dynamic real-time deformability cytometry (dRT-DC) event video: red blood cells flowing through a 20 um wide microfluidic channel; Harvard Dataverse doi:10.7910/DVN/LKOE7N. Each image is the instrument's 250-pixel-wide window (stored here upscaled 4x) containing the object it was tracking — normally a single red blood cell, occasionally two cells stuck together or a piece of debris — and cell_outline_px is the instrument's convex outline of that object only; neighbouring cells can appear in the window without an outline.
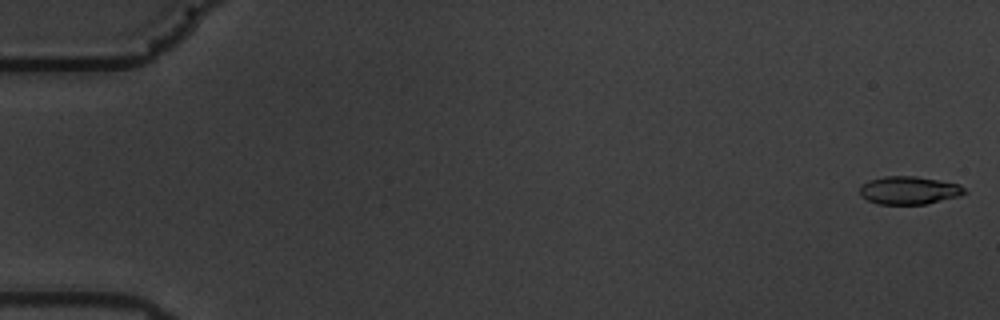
{"species": "common noctule bat (a hibernating species)", "species_latin": "Nyctalus noctula", "temperature_condition": "warm", "stored_images_in_passage": 59, "segment_of_instrument_passage": [1, 2], "camera_frame_rate_fps": 3000, "um_per_image_px": 0.085, "animal": {"sex": "male", "body_mass_g": 19.5, "forearm_length_mm": 54.6}, "frame": {"image": 1, "passage_image": 1, "time_ms": 0.0, "image_size_px": [1000, 320], "cell_outline_px": [[968, 192], [960, 196], [924, 204], [876, 204], [860, 196], [860, 188], [868, 180], [884, 176], [916, 176], [940, 180], [960, 184]], "centroid_in_image_um": [77.28, 16.17], "position_along_channel_um": 7.7, "area_um2": 17.17}}
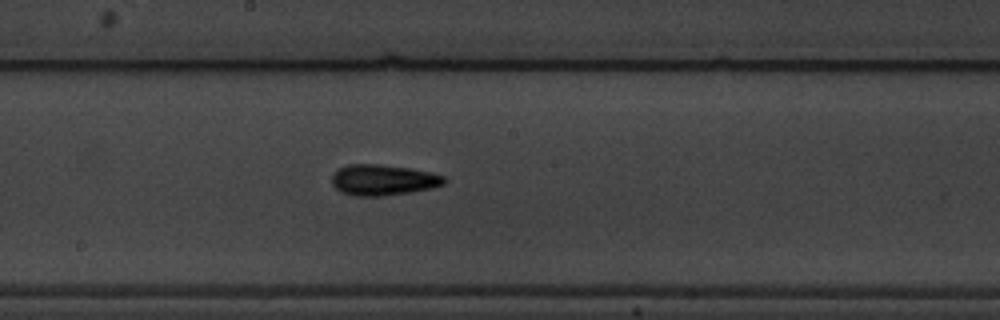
{"frame": {"image": 2, "passage_image": 32, "time_ms": 10.333, "image_size_px": [1000, 320], "cell_outline_px": [[448, 180], [444, 184], [432, 188], [408, 192], [380, 196], [356, 196], [340, 192], [332, 184], [332, 172], [348, 164], [380, 164], [408, 168], [428, 172], [444, 176]], "centroid_in_image_um": [32.53, 15.29], "position_along_channel_um": 215.7, "area_um2": 20.11}}
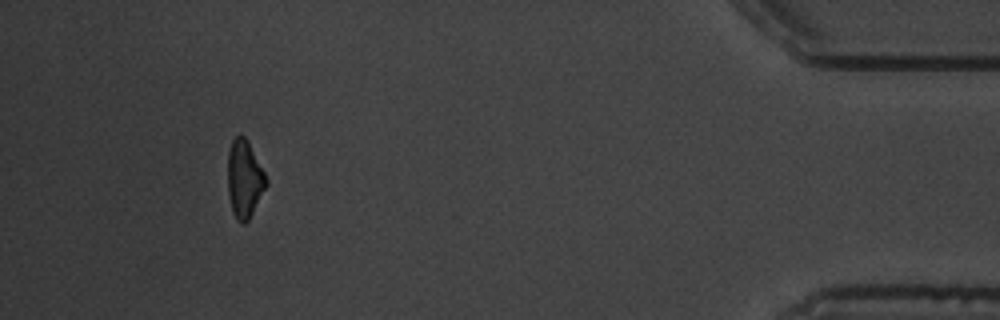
{"frame": {"image": 3, "passage_image": 54, "time_ms": 17.667, "image_size_px": [1000, 320], "cell_outline_px": [[268, 184], [248, 220], [244, 224], [240, 224], [236, 220], [232, 212], [228, 192], [228, 152], [232, 140], [240, 132], [248, 140], [268, 180]], "centroid_in_image_um": [20.77, 15.2], "position_along_channel_um": 414.4, "area_um2": 17.51}}